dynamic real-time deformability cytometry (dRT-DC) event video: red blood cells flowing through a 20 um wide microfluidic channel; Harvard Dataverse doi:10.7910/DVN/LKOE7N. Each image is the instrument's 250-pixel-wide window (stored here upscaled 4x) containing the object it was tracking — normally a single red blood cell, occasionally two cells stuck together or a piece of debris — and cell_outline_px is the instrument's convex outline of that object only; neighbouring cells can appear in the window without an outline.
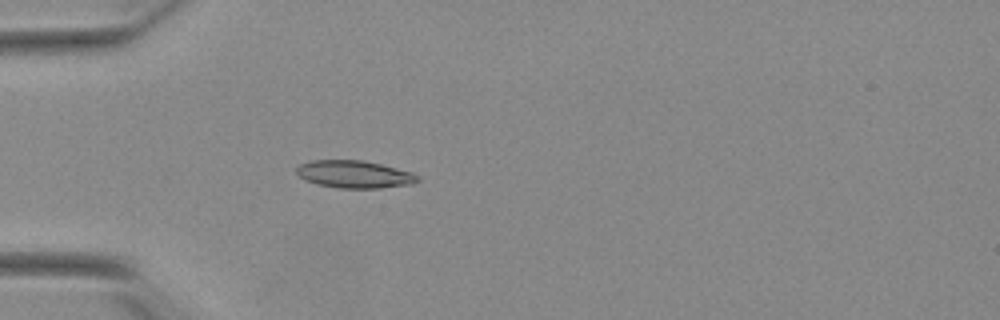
{"species": "Egyptian fruit bat (a non-hibernating species)", "species_latin": "Rousettus aegyptiacus", "temperature_condition": "warm", "stored_images_in_passage": 35, "camera_frame_rate_fps": 3000, "um_per_image_px": 0.085, "animal": {"sex": "female"}, "frame": {"image": 1, "passage_image": 1, "time_ms": 0.0, "image_size_px": [1000, 320], "cell_outline_px": [[420, 180], [412, 184], [380, 188], [340, 188], [316, 184], [304, 180], [296, 172], [296, 168], [300, 164], [312, 160], [360, 160], [380, 164], [412, 172], [420, 176]], "centroid_in_image_um": [30.13, 14.82], "position_along_channel_um": 54.9, "area_um2": 19.42}}
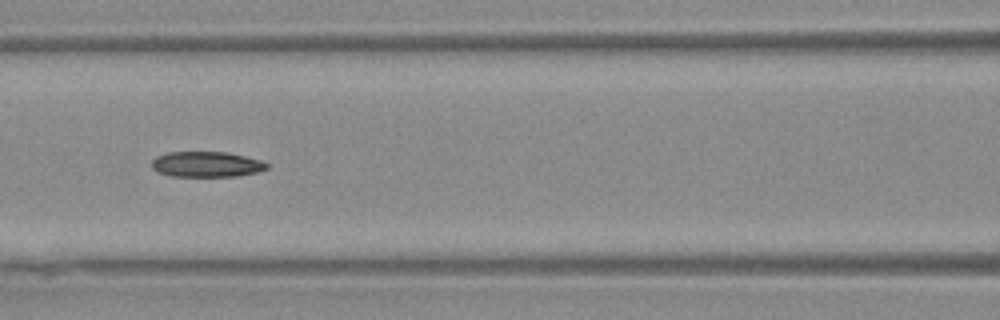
{"frame": {"image": 2, "passage_image": 9, "time_ms": 2.667, "image_size_px": [1000, 320], "cell_outline_px": [[268, 168], [256, 172], [236, 176], [168, 176], [156, 172], [152, 168], [152, 160], [156, 156], [168, 152], [228, 152], [260, 160], [268, 164]], "centroid_in_image_um": [17.5, 13.96], "position_along_channel_um": 149.1, "area_um2": 17.11}}
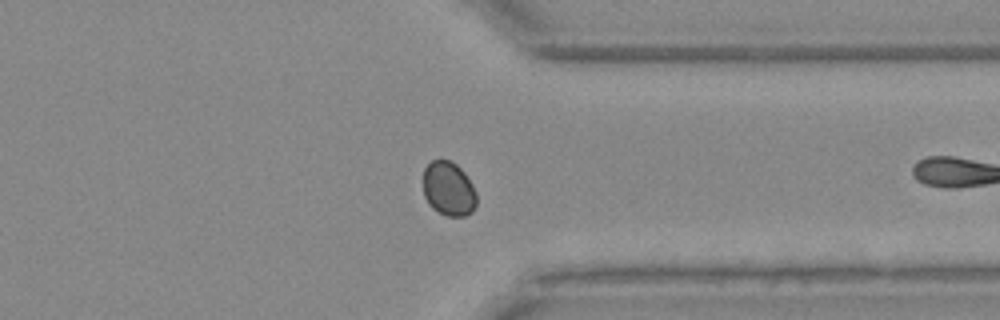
{"frame": {"image": 3, "passage_image": 23, "time_ms": 7.333, "image_size_px": [1000, 320], "cell_outline_px": [[476, 204], [472, 212], [464, 216], [448, 216], [432, 208], [428, 204], [424, 196], [424, 168], [432, 160], [452, 160], [464, 172], [472, 184], [476, 192]], "centroid_in_image_um": [38.13, 16.05], "position_along_channel_um": 373.3, "area_um2": 16.88}}